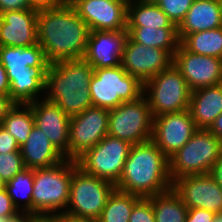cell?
<instances>
[{
  "label": "cell",
  "instance_id": "cell-47",
  "mask_svg": "<svg viewBox=\"0 0 222 222\" xmlns=\"http://www.w3.org/2000/svg\"><path fill=\"white\" fill-rule=\"evenodd\" d=\"M156 0H132V2H148V3H152L155 2Z\"/></svg>",
  "mask_w": 222,
  "mask_h": 222
},
{
  "label": "cell",
  "instance_id": "cell-30",
  "mask_svg": "<svg viewBox=\"0 0 222 222\" xmlns=\"http://www.w3.org/2000/svg\"><path fill=\"white\" fill-rule=\"evenodd\" d=\"M140 196L115 189L108 197L98 222H129L133 207Z\"/></svg>",
  "mask_w": 222,
  "mask_h": 222
},
{
  "label": "cell",
  "instance_id": "cell-48",
  "mask_svg": "<svg viewBox=\"0 0 222 222\" xmlns=\"http://www.w3.org/2000/svg\"><path fill=\"white\" fill-rule=\"evenodd\" d=\"M121 1L125 2L126 4L132 3V0H121Z\"/></svg>",
  "mask_w": 222,
  "mask_h": 222
},
{
  "label": "cell",
  "instance_id": "cell-27",
  "mask_svg": "<svg viewBox=\"0 0 222 222\" xmlns=\"http://www.w3.org/2000/svg\"><path fill=\"white\" fill-rule=\"evenodd\" d=\"M180 44L192 53L222 59V27L188 34Z\"/></svg>",
  "mask_w": 222,
  "mask_h": 222
},
{
  "label": "cell",
  "instance_id": "cell-50",
  "mask_svg": "<svg viewBox=\"0 0 222 222\" xmlns=\"http://www.w3.org/2000/svg\"><path fill=\"white\" fill-rule=\"evenodd\" d=\"M0 222H5V218L0 217Z\"/></svg>",
  "mask_w": 222,
  "mask_h": 222
},
{
  "label": "cell",
  "instance_id": "cell-22",
  "mask_svg": "<svg viewBox=\"0 0 222 222\" xmlns=\"http://www.w3.org/2000/svg\"><path fill=\"white\" fill-rule=\"evenodd\" d=\"M222 27V4L220 0H194L178 28L181 41L186 35Z\"/></svg>",
  "mask_w": 222,
  "mask_h": 222
},
{
  "label": "cell",
  "instance_id": "cell-38",
  "mask_svg": "<svg viewBox=\"0 0 222 222\" xmlns=\"http://www.w3.org/2000/svg\"><path fill=\"white\" fill-rule=\"evenodd\" d=\"M5 222H45V220L37 214L26 211H18L13 216L7 217Z\"/></svg>",
  "mask_w": 222,
  "mask_h": 222
},
{
  "label": "cell",
  "instance_id": "cell-9",
  "mask_svg": "<svg viewBox=\"0 0 222 222\" xmlns=\"http://www.w3.org/2000/svg\"><path fill=\"white\" fill-rule=\"evenodd\" d=\"M115 189L112 182L87 174L76 166L70 182L69 202L65 213L98 220L108 197Z\"/></svg>",
  "mask_w": 222,
  "mask_h": 222
},
{
  "label": "cell",
  "instance_id": "cell-49",
  "mask_svg": "<svg viewBox=\"0 0 222 222\" xmlns=\"http://www.w3.org/2000/svg\"><path fill=\"white\" fill-rule=\"evenodd\" d=\"M73 0H64L65 3H70Z\"/></svg>",
  "mask_w": 222,
  "mask_h": 222
},
{
  "label": "cell",
  "instance_id": "cell-4",
  "mask_svg": "<svg viewBox=\"0 0 222 222\" xmlns=\"http://www.w3.org/2000/svg\"><path fill=\"white\" fill-rule=\"evenodd\" d=\"M94 68L84 59L52 63L46 72L44 99L58 105L69 117L93 106L89 85Z\"/></svg>",
  "mask_w": 222,
  "mask_h": 222
},
{
  "label": "cell",
  "instance_id": "cell-11",
  "mask_svg": "<svg viewBox=\"0 0 222 222\" xmlns=\"http://www.w3.org/2000/svg\"><path fill=\"white\" fill-rule=\"evenodd\" d=\"M131 144L106 135L96 146L84 151L75 159L83 172L112 182L119 181Z\"/></svg>",
  "mask_w": 222,
  "mask_h": 222
},
{
  "label": "cell",
  "instance_id": "cell-19",
  "mask_svg": "<svg viewBox=\"0 0 222 222\" xmlns=\"http://www.w3.org/2000/svg\"><path fill=\"white\" fill-rule=\"evenodd\" d=\"M127 37V31H90L83 58L94 69L119 66Z\"/></svg>",
  "mask_w": 222,
  "mask_h": 222
},
{
  "label": "cell",
  "instance_id": "cell-3",
  "mask_svg": "<svg viewBox=\"0 0 222 222\" xmlns=\"http://www.w3.org/2000/svg\"><path fill=\"white\" fill-rule=\"evenodd\" d=\"M0 62L10 82V99L29 104L44 98L49 61L39 43L28 47L0 46Z\"/></svg>",
  "mask_w": 222,
  "mask_h": 222
},
{
  "label": "cell",
  "instance_id": "cell-12",
  "mask_svg": "<svg viewBox=\"0 0 222 222\" xmlns=\"http://www.w3.org/2000/svg\"><path fill=\"white\" fill-rule=\"evenodd\" d=\"M109 110L91 106L70 117L68 159L75 160L108 135Z\"/></svg>",
  "mask_w": 222,
  "mask_h": 222
},
{
  "label": "cell",
  "instance_id": "cell-35",
  "mask_svg": "<svg viewBox=\"0 0 222 222\" xmlns=\"http://www.w3.org/2000/svg\"><path fill=\"white\" fill-rule=\"evenodd\" d=\"M18 212L14 203L11 201L6 188L0 189V217L7 218Z\"/></svg>",
  "mask_w": 222,
  "mask_h": 222
},
{
  "label": "cell",
  "instance_id": "cell-17",
  "mask_svg": "<svg viewBox=\"0 0 222 222\" xmlns=\"http://www.w3.org/2000/svg\"><path fill=\"white\" fill-rule=\"evenodd\" d=\"M173 64L191 91L222 83V59L192 53L179 44Z\"/></svg>",
  "mask_w": 222,
  "mask_h": 222
},
{
  "label": "cell",
  "instance_id": "cell-32",
  "mask_svg": "<svg viewBox=\"0 0 222 222\" xmlns=\"http://www.w3.org/2000/svg\"><path fill=\"white\" fill-rule=\"evenodd\" d=\"M26 169L20 150L9 153H0V176L9 182L16 174Z\"/></svg>",
  "mask_w": 222,
  "mask_h": 222
},
{
  "label": "cell",
  "instance_id": "cell-40",
  "mask_svg": "<svg viewBox=\"0 0 222 222\" xmlns=\"http://www.w3.org/2000/svg\"><path fill=\"white\" fill-rule=\"evenodd\" d=\"M31 9L45 10L52 9L63 5L64 0H28Z\"/></svg>",
  "mask_w": 222,
  "mask_h": 222
},
{
  "label": "cell",
  "instance_id": "cell-29",
  "mask_svg": "<svg viewBox=\"0 0 222 222\" xmlns=\"http://www.w3.org/2000/svg\"><path fill=\"white\" fill-rule=\"evenodd\" d=\"M34 169H24L6 183V190L18 211L33 213Z\"/></svg>",
  "mask_w": 222,
  "mask_h": 222
},
{
  "label": "cell",
  "instance_id": "cell-18",
  "mask_svg": "<svg viewBox=\"0 0 222 222\" xmlns=\"http://www.w3.org/2000/svg\"><path fill=\"white\" fill-rule=\"evenodd\" d=\"M29 104L33 111L34 125L43 131L56 149L68 159L70 117L58 105L44 98Z\"/></svg>",
  "mask_w": 222,
  "mask_h": 222
},
{
  "label": "cell",
  "instance_id": "cell-25",
  "mask_svg": "<svg viewBox=\"0 0 222 222\" xmlns=\"http://www.w3.org/2000/svg\"><path fill=\"white\" fill-rule=\"evenodd\" d=\"M127 26H147L157 29L177 28L155 2L127 4Z\"/></svg>",
  "mask_w": 222,
  "mask_h": 222
},
{
  "label": "cell",
  "instance_id": "cell-1",
  "mask_svg": "<svg viewBox=\"0 0 222 222\" xmlns=\"http://www.w3.org/2000/svg\"><path fill=\"white\" fill-rule=\"evenodd\" d=\"M89 32L70 3L38 11L37 41L50 64L83 58Z\"/></svg>",
  "mask_w": 222,
  "mask_h": 222
},
{
  "label": "cell",
  "instance_id": "cell-6",
  "mask_svg": "<svg viewBox=\"0 0 222 222\" xmlns=\"http://www.w3.org/2000/svg\"><path fill=\"white\" fill-rule=\"evenodd\" d=\"M221 154L222 140L209 130L197 129L189 141L169 157L171 181L210 173Z\"/></svg>",
  "mask_w": 222,
  "mask_h": 222
},
{
  "label": "cell",
  "instance_id": "cell-16",
  "mask_svg": "<svg viewBox=\"0 0 222 222\" xmlns=\"http://www.w3.org/2000/svg\"><path fill=\"white\" fill-rule=\"evenodd\" d=\"M172 188L188 209L222 214V188L210 173L181 177L172 182Z\"/></svg>",
  "mask_w": 222,
  "mask_h": 222
},
{
  "label": "cell",
  "instance_id": "cell-45",
  "mask_svg": "<svg viewBox=\"0 0 222 222\" xmlns=\"http://www.w3.org/2000/svg\"><path fill=\"white\" fill-rule=\"evenodd\" d=\"M213 222H222V214L216 215V217H215Z\"/></svg>",
  "mask_w": 222,
  "mask_h": 222
},
{
  "label": "cell",
  "instance_id": "cell-15",
  "mask_svg": "<svg viewBox=\"0 0 222 222\" xmlns=\"http://www.w3.org/2000/svg\"><path fill=\"white\" fill-rule=\"evenodd\" d=\"M197 131L189 109L153 117L151 140L169 158Z\"/></svg>",
  "mask_w": 222,
  "mask_h": 222
},
{
  "label": "cell",
  "instance_id": "cell-5",
  "mask_svg": "<svg viewBox=\"0 0 222 222\" xmlns=\"http://www.w3.org/2000/svg\"><path fill=\"white\" fill-rule=\"evenodd\" d=\"M77 166L75 160L65 159L48 168L34 169L33 213L44 220L65 212L69 202L70 182Z\"/></svg>",
  "mask_w": 222,
  "mask_h": 222
},
{
  "label": "cell",
  "instance_id": "cell-42",
  "mask_svg": "<svg viewBox=\"0 0 222 222\" xmlns=\"http://www.w3.org/2000/svg\"><path fill=\"white\" fill-rule=\"evenodd\" d=\"M0 94L10 95V82L6 69L0 62Z\"/></svg>",
  "mask_w": 222,
  "mask_h": 222
},
{
  "label": "cell",
  "instance_id": "cell-10",
  "mask_svg": "<svg viewBox=\"0 0 222 222\" xmlns=\"http://www.w3.org/2000/svg\"><path fill=\"white\" fill-rule=\"evenodd\" d=\"M153 117L144 95L135 101L122 102L109 110L108 135L140 144L152 138Z\"/></svg>",
  "mask_w": 222,
  "mask_h": 222
},
{
  "label": "cell",
  "instance_id": "cell-33",
  "mask_svg": "<svg viewBox=\"0 0 222 222\" xmlns=\"http://www.w3.org/2000/svg\"><path fill=\"white\" fill-rule=\"evenodd\" d=\"M129 222H155L151 197L140 198L134 205Z\"/></svg>",
  "mask_w": 222,
  "mask_h": 222
},
{
  "label": "cell",
  "instance_id": "cell-34",
  "mask_svg": "<svg viewBox=\"0 0 222 222\" xmlns=\"http://www.w3.org/2000/svg\"><path fill=\"white\" fill-rule=\"evenodd\" d=\"M20 150L15 137L0 125V153H9Z\"/></svg>",
  "mask_w": 222,
  "mask_h": 222
},
{
  "label": "cell",
  "instance_id": "cell-13",
  "mask_svg": "<svg viewBox=\"0 0 222 222\" xmlns=\"http://www.w3.org/2000/svg\"><path fill=\"white\" fill-rule=\"evenodd\" d=\"M172 64L173 57L166 50L136 43L129 36L126 38L121 65L141 83L144 84Z\"/></svg>",
  "mask_w": 222,
  "mask_h": 222
},
{
  "label": "cell",
  "instance_id": "cell-21",
  "mask_svg": "<svg viewBox=\"0 0 222 222\" xmlns=\"http://www.w3.org/2000/svg\"><path fill=\"white\" fill-rule=\"evenodd\" d=\"M20 152L28 169L52 167L66 159L35 125L26 142L20 146Z\"/></svg>",
  "mask_w": 222,
  "mask_h": 222
},
{
  "label": "cell",
  "instance_id": "cell-8",
  "mask_svg": "<svg viewBox=\"0 0 222 222\" xmlns=\"http://www.w3.org/2000/svg\"><path fill=\"white\" fill-rule=\"evenodd\" d=\"M152 117L189 109L191 89L181 72L172 64L143 84Z\"/></svg>",
  "mask_w": 222,
  "mask_h": 222
},
{
  "label": "cell",
  "instance_id": "cell-37",
  "mask_svg": "<svg viewBox=\"0 0 222 222\" xmlns=\"http://www.w3.org/2000/svg\"><path fill=\"white\" fill-rule=\"evenodd\" d=\"M31 9L28 0H0V14L5 11Z\"/></svg>",
  "mask_w": 222,
  "mask_h": 222
},
{
  "label": "cell",
  "instance_id": "cell-46",
  "mask_svg": "<svg viewBox=\"0 0 222 222\" xmlns=\"http://www.w3.org/2000/svg\"><path fill=\"white\" fill-rule=\"evenodd\" d=\"M5 186H6V183H5V181L2 179V177L0 176V189L5 188Z\"/></svg>",
  "mask_w": 222,
  "mask_h": 222
},
{
  "label": "cell",
  "instance_id": "cell-23",
  "mask_svg": "<svg viewBox=\"0 0 222 222\" xmlns=\"http://www.w3.org/2000/svg\"><path fill=\"white\" fill-rule=\"evenodd\" d=\"M189 111L197 129L208 130L222 113V83L191 91Z\"/></svg>",
  "mask_w": 222,
  "mask_h": 222
},
{
  "label": "cell",
  "instance_id": "cell-36",
  "mask_svg": "<svg viewBox=\"0 0 222 222\" xmlns=\"http://www.w3.org/2000/svg\"><path fill=\"white\" fill-rule=\"evenodd\" d=\"M217 214L201 208L188 209L185 222H213Z\"/></svg>",
  "mask_w": 222,
  "mask_h": 222
},
{
  "label": "cell",
  "instance_id": "cell-28",
  "mask_svg": "<svg viewBox=\"0 0 222 222\" xmlns=\"http://www.w3.org/2000/svg\"><path fill=\"white\" fill-rule=\"evenodd\" d=\"M1 126L12 134L18 145H23L34 126L33 111L30 104L15 103L8 111Z\"/></svg>",
  "mask_w": 222,
  "mask_h": 222
},
{
  "label": "cell",
  "instance_id": "cell-44",
  "mask_svg": "<svg viewBox=\"0 0 222 222\" xmlns=\"http://www.w3.org/2000/svg\"><path fill=\"white\" fill-rule=\"evenodd\" d=\"M208 130L218 139L222 140V113L215 119Z\"/></svg>",
  "mask_w": 222,
  "mask_h": 222
},
{
  "label": "cell",
  "instance_id": "cell-26",
  "mask_svg": "<svg viewBox=\"0 0 222 222\" xmlns=\"http://www.w3.org/2000/svg\"><path fill=\"white\" fill-rule=\"evenodd\" d=\"M155 222H185L188 208L178 193L170 189L151 196Z\"/></svg>",
  "mask_w": 222,
  "mask_h": 222
},
{
  "label": "cell",
  "instance_id": "cell-43",
  "mask_svg": "<svg viewBox=\"0 0 222 222\" xmlns=\"http://www.w3.org/2000/svg\"><path fill=\"white\" fill-rule=\"evenodd\" d=\"M210 174L213 176V178L222 188V154L220 155L218 160L215 162V165L213 166Z\"/></svg>",
  "mask_w": 222,
  "mask_h": 222
},
{
  "label": "cell",
  "instance_id": "cell-31",
  "mask_svg": "<svg viewBox=\"0 0 222 222\" xmlns=\"http://www.w3.org/2000/svg\"><path fill=\"white\" fill-rule=\"evenodd\" d=\"M194 0H156L155 3L177 27L184 20Z\"/></svg>",
  "mask_w": 222,
  "mask_h": 222
},
{
  "label": "cell",
  "instance_id": "cell-24",
  "mask_svg": "<svg viewBox=\"0 0 222 222\" xmlns=\"http://www.w3.org/2000/svg\"><path fill=\"white\" fill-rule=\"evenodd\" d=\"M128 36L136 43L166 50L172 57L180 40L178 28H151L147 26H127Z\"/></svg>",
  "mask_w": 222,
  "mask_h": 222
},
{
  "label": "cell",
  "instance_id": "cell-39",
  "mask_svg": "<svg viewBox=\"0 0 222 222\" xmlns=\"http://www.w3.org/2000/svg\"><path fill=\"white\" fill-rule=\"evenodd\" d=\"M45 222H98V221L89 218H79L69 215L65 212H61L47 217L45 219Z\"/></svg>",
  "mask_w": 222,
  "mask_h": 222
},
{
  "label": "cell",
  "instance_id": "cell-7",
  "mask_svg": "<svg viewBox=\"0 0 222 222\" xmlns=\"http://www.w3.org/2000/svg\"><path fill=\"white\" fill-rule=\"evenodd\" d=\"M89 92L93 106L111 110L122 102L140 98L143 95V83L128 74L122 65L94 69Z\"/></svg>",
  "mask_w": 222,
  "mask_h": 222
},
{
  "label": "cell",
  "instance_id": "cell-2",
  "mask_svg": "<svg viewBox=\"0 0 222 222\" xmlns=\"http://www.w3.org/2000/svg\"><path fill=\"white\" fill-rule=\"evenodd\" d=\"M172 187L169 158L152 141L132 145L115 188L148 198Z\"/></svg>",
  "mask_w": 222,
  "mask_h": 222
},
{
  "label": "cell",
  "instance_id": "cell-41",
  "mask_svg": "<svg viewBox=\"0 0 222 222\" xmlns=\"http://www.w3.org/2000/svg\"><path fill=\"white\" fill-rule=\"evenodd\" d=\"M15 103L10 99V95L0 94V125L6 117L9 109Z\"/></svg>",
  "mask_w": 222,
  "mask_h": 222
},
{
  "label": "cell",
  "instance_id": "cell-20",
  "mask_svg": "<svg viewBox=\"0 0 222 222\" xmlns=\"http://www.w3.org/2000/svg\"><path fill=\"white\" fill-rule=\"evenodd\" d=\"M35 9L5 11L0 14V46L28 47L37 41Z\"/></svg>",
  "mask_w": 222,
  "mask_h": 222
},
{
  "label": "cell",
  "instance_id": "cell-14",
  "mask_svg": "<svg viewBox=\"0 0 222 222\" xmlns=\"http://www.w3.org/2000/svg\"><path fill=\"white\" fill-rule=\"evenodd\" d=\"M70 4L89 31L127 29V4L121 0H73Z\"/></svg>",
  "mask_w": 222,
  "mask_h": 222
}]
</instances>
